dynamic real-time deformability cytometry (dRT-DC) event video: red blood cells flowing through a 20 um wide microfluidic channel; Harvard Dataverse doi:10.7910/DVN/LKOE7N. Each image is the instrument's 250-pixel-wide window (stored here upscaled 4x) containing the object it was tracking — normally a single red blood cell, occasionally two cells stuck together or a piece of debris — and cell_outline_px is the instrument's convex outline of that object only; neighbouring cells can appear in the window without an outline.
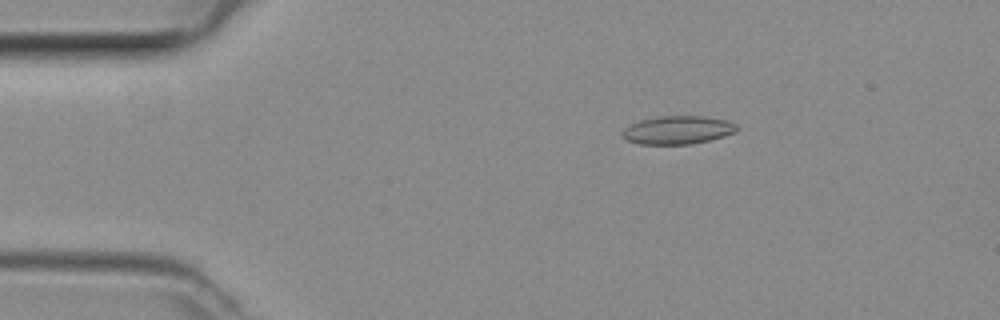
{"species": "common noctule bat (a hibernating species)", "species_latin": "Nyctalus noctula", "temperature_condition": "room temperature", "stored_images_in_passage": 45, "camera_frame_rate_fps": 3000, "um_per_image_px": 0.085, "animal": {"sex": "female", "body_mass_g": 29.2, "forearm_length_mm": 56.3}, "frame": {"image": 1, "passage_image": 6, "time_ms": 1.667, "image_size_px": [1000, 320], "cell_outline_px": [[736, 132], [724, 136], [692, 144], [640, 144], [628, 140], [624, 136], [624, 128], [640, 120], [656, 116], [704, 116], [728, 120], [736, 124]], "centroid_in_image_um": [57.64, 11.04], "position_along_channel_um": 27.4, "area_um2": 18.67}}
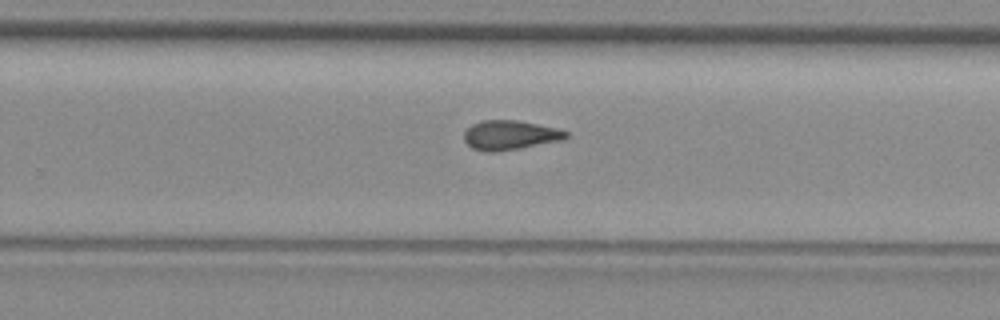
{"frame": {"image": 2, "passage_image": 28, "time_ms": 9.0, "image_size_px": [1000, 320], "cell_outline_px": [[568, 136], [564, 140], [520, 148], [496, 152], [488, 152], [472, 148], [464, 140], [464, 132], [472, 124], [480, 120], [516, 120], [556, 128], [568, 132]], "centroid_in_image_um": [43.34, 11.49], "position_along_channel_um": 286.5, "area_um2": 17.46}}
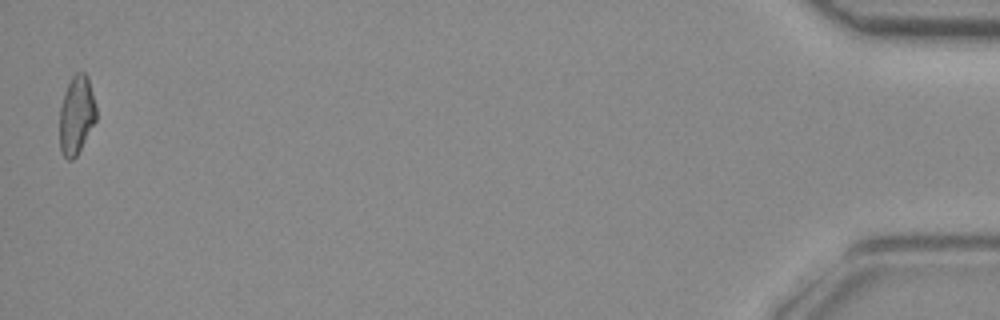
{"frame": {"image": 3, "passage_image": 45, "time_ms": 14.667, "image_size_px": [1000, 320], "cell_outline_px": [[96, 120], [76, 156], [72, 160], [68, 160], [60, 152], [60, 108], [64, 92], [72, 76], [76, 72], [84, 72], [88, 76], [96, 104]], "centroid_in_image_um": [6.5, 9.76], "position_along_channel_um": 428.7, "area_um2": 16.76}}